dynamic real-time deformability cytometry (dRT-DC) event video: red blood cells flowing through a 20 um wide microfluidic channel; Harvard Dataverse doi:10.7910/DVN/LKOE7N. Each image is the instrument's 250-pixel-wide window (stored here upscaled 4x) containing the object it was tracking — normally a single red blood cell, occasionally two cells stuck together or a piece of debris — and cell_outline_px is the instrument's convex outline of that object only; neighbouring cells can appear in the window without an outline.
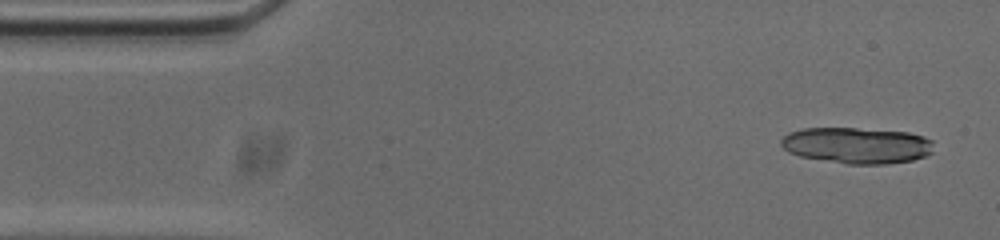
{"species": "common noctule bat (a hibernating species)", "species_latin": "Nyctalus noctula", "temperature_condition": "cold", "stored_images_in_passage": 16, "camera_frame_rate_fps": 3000, "um_per_image_px": 0.085, "animal": {"sex": "male", "body_mass_g": 20.0, "forearm_length_mm": 53.3}, "frame": {"image": 1, "passage_image": 3, "time_ms": 0.667, "image_size_px": [1000, 240], "cell_outline_px": [[932, 152], [924, 156], [912, 160], [888, 164], [848, 164], [800, 156], [788, 152], [780, 144], [780, 140], [788, 132], [804, 128], [856, 128], [908, 132], [924, 136], [932, 140]], "centroid_in_image_um": [72.82, 12.35], "position_along_channel_um": 12.2, "area_um2": 32.19}}